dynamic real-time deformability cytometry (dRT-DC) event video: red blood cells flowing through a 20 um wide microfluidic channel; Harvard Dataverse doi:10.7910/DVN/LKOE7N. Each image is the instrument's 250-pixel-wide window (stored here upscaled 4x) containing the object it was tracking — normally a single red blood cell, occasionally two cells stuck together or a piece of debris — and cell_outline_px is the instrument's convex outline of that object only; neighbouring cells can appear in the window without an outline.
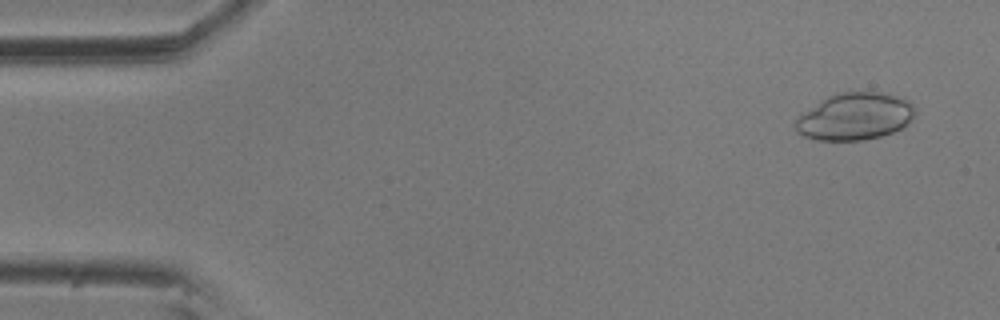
{"species": "common noctule bat (a hibernating species)", "species_latin": "Nyctalus noctula", "temperature_condition": "room temperature", "stored_images_in_passage": 5, "camera_frame_rate_fps": 3000, "um_per_image_px": 0.085, "animal": {"sex": "male", "body_mass_g": 20.5, "forearm_length_mm": 52.5}, "frame": {"image": 1, "passage_image": 1, "time_ms": 0.0, "image_size_px": [1000, 320], "cell_outline_px": [[916, 112], [900, 128], [892, 132], [880, 136], [864, 140], [816, 140], [804, 136], [796, 132], [792, 124], [804, 112], [820, 100], [828, 96], [840, 92], [880, 92], [896, 96], [908, 100], [916, 108]], "centroid_in_image_um": [72.62, 9.9], "position_along_channel_um": 12.4, "area_um2": 32.66}}